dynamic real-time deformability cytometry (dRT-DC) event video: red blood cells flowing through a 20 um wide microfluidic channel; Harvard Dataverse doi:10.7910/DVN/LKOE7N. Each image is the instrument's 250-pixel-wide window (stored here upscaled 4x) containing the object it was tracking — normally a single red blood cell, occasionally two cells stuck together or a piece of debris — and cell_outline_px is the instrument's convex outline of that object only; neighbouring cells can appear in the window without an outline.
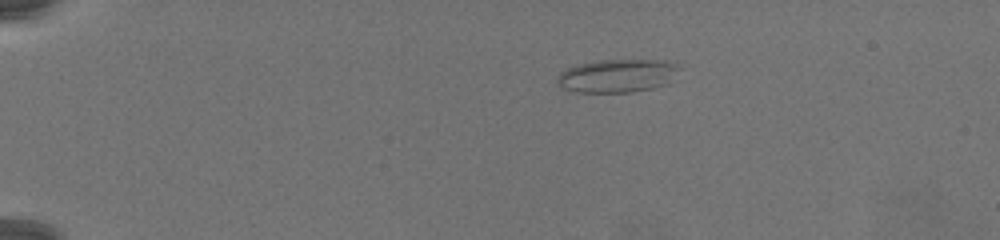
{"species": "common noctule bat (a hibernating species)", "species_latin": "Nyctalus noctula", "temperature_condition": "warm", "stored_images_in_passage": 63, "camera_frame_rate_fps": 3000, "um_per_image_px": 0.085, "animal": {"sex": "female", "body_mass_g": 19.5, "forearm_length_mm": 54.1}, "frame": {"image": 1, "passage_image": 1, "time_ms": 0.0, "image_size_px": [1000, 240], "cell_outline_px": [[680, 68], [668, 84], [652, 88], [632, 92], [576, 92], [564, 88], [556, 80], [560, 72], [568, 68], [580, 64], [596, 60], [668, 60], [680, 64]], "centroid_in_image_um": [52.53, 6.43], "position_along_channel_um": 32.5, "area_um2": 23.7}}
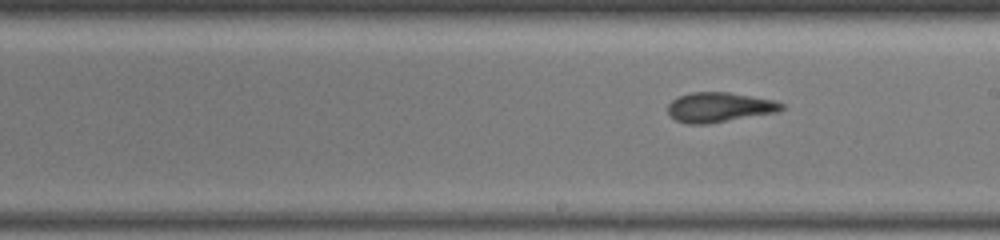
{"frame": {"image": 2, "passage_image": 32, "time_ms": 10.333, "image_size_px": [1000, 240], "cell_outline_px": [[784, 108], [776, 112], [708, 124], [688, 124], [676, 120], [668, 112], [668, 104], [672, 100], [680, 96], [692, 92], [728, 92], [776, 100], [784, 104]], "centroid_in_image_um": [61.15, 9.11], "position_along_channel_um": 227.8, "area_um2": 19.65}}
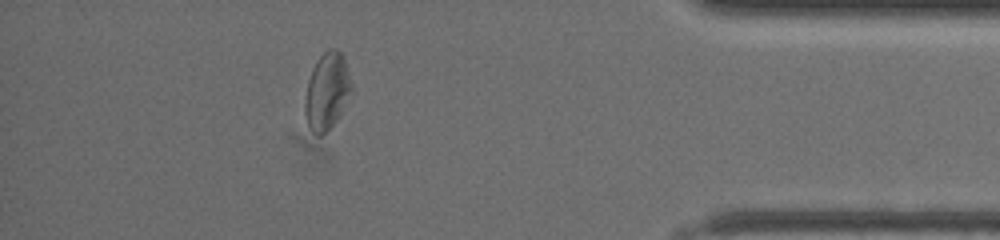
{"frame": {"image": 3, "passage_image": 55, "time_ms": 18.0, "image_size_px": [1000, 240], "cell_outline_px": [[352, 92], [336, 120], [320, 136], [316, 136], [312, 132], [308, 124], [304, 112], [304, 104], [308, 80], [312, 68], [316, 60], [328, 48], [336, 48], [344, 56], [352, 88]], "centroid_in_image_um": [27.78, 7.73], "position_along_channel_um": 407.4, "area_um2": 20.69}}